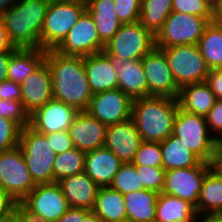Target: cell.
I'll use <instances>...</instances> for the list:
<instances>
[{
  "instance_id": "cell-7",
  "label": "cell",
  "mask_w": 222,
  "mask_h": 222,
  "mask_svg": "<svg viewBox=\"0 0 222 222\" xmlns=\"http://www.w3.org/2000/svg\"><path fill=\"white\" fill-rule=\"evenodd\" d=\"M172 135L182 142L203 162L212 164L213 135L205 117L183 111L180 107L174 119Z\"/></svg>"
},
{
  "instance_id": "cell-1",
  "label": "cell",
  "mask_w": 222,
  "mask_h": 222,
  "mask_svg": "<svg viewBox=\"0 0 222 222\" xmlns=\"http://www.w3.org/2000/svg\"><path fill=\"white\" fill-rule=\"evenodd\" d=\"M51 77L53 99L86 111L93 96L83 57L61 54L54 49L46 50V58Z\"/></svg>"
},
{
  "instance_id": "cell-22",
  "label": "cell",
  "mask_w": 222,
  "mask_h": 222,
  "mask_svg": "<svg viewBox=\"0 0 222 222\" xmlns=\"http://www.w3.org/2000/svg\"><path fill=\"white\" fill-rule=\"evenodd\" d=\"M58 184L70 207L92 211L99 186L85 172L63 178Z\"/></svg>"
},
{
  "instance_id": "cell-55",
  "label": "cell",
  "mask_w": 222,
  "mask_h": 222,
  "mask_svg": "<svg viewBox=\"0 0 222 222\" xmlns=\"http://www.w3.org/2000/svg\"><path fill=\"white\" fill-rule=\"evenodd\" d=\"M212 167L222 176V156H213Z\"/></svg>"
},
{
  "instance_id": "cell-20",
  "label": "cell",
  "mask_w": 222,
  "mask_h": 222,
  "mask_svg": "<svg viewBox=\"0 0 222 222\" xmlns=\"http://www.w3.org/2000/svg\"><path fill=\"white\" fill-rule=\"evenodd\" d=\"M107 127L86 111H80L68 132L74 147L86 153L104 146Z\"/></svg>"
},
{
  "instance_id": "cell-49",
  "label": "cell",
  "mask_w": 222,
  "mask_h": 222,
  "mask_svg": "<svg viewBox=\"0 0 222 222\" xmlns=\"http://www.w3.org/2000/svg\"><path fill=\"white\" fill-rule=\"evenodd\" d=\"M56 222H80V208L70 207Z\"/></svg>"
},
{
  "instance_id": "cell-25",
  "label": "cell",
  "mask_w": 222,
  "mask_h": 222,
  "mask_svg": "<svg viewBox=\"0 0 222 222\" xmlns=\"http://www.w3.org/2000/svg\"><path fill=\"white\" fill-rule=\"evenodd\" d=\"M46 50L40 48H17L8 64V80L17 84L23 81L45 61Z\"/></svg>"
},
{
  "instance_id": "cell-48",
  "label": "cell",
  "mask_w": 222,
  "mask_h": 222,
  "mask_svg": "<svg viewBox=\"0 0 222 222\" xmlns=\"http://www.w3.org/2000/svg\"><path fill=\"white\" fill-rule=\"evenodd\" d=\"M16 49H11L8 52L0 53V82L8 79V64L11 58L12 53Z\"/></svg>"
},
{
  "instance_id": "cell-58",
  "label": "cell",
  "mask_w": 222,
  "mask_h": 222,
  "mask_svg": "<svg viewBox=\"0 0 222 222\" xmlns=\"http://www.w3.org/2000/svg\"><path fill=\"white\" fill-rule=\"evenodd\" d=\"M20 222H36V221L29 219L20 211Z\"/></svg>"
},
{
  "instance_id": "cell-36",
  "label": "cell",
  "mask_w": 222,
  "mask_h": 222,
  "mask_svg": "<svg viewBox=\"0 0 222 222\" xmlns=\"http://www.w3.org/2000/svg\"><path fill=\"white\" fill-rule=\"evenodd\" d=\"M131 163L135 166L162 167L160 143L142 141Z\"/></svg>"
},
{
  "instance_id": "cell-16",
  "label": "cell",
  "mask_w": 222,
  "mask_h": 222,
  "mask_svg": "<svg viewBox=\"0 0 222 222\" xmlns=\"http://www.w3.org/2000/svg\"><path fill=\"white\" fill-rule=\"evenodd\" d=\"M78 113L75 107L51 99L30 115L29 126L44 135L67 131Z\"/></svg>"
},
{
  "instance_id": "cell-9",
  "label": "cell",
  "mask_w": 222,
  "mask_h": 222,
  "mask_svg": "<svg viewBox=\"0 0 222 222\" xmlns=\"http://www.w3.org/2000/svg\"><path fill=\"white\" fill-rule=\"evenodd\" d=\"M210 22L203 17L171 12L155 35L157 48L198 44L205 27Z\"/></svg>"
},
{
  "instance_id": "cell-18",
  "label": "cell",
  "mask_w": 222,
  "mask_h": 222,
  "mask_svg": "<svg viewBox=\"0 0 222 222\" xmlns=\"http://www.w3.org/2000/svg\"><path fill=\"white\" fill-rule=\"evenodd\" d=\"M141 142V136L130 118L107 127L104 146L123 163H131Z\"/></svg>"
},
{
  "instance_id": "cell-46",
  "label": "cell",
  "mask_w": 222,
  "mask_h": 222,
  "mask_svg": "<svg viewBox=\"0 0 222 222\" xmlns=\"http://www.w3.org/2000/svg\"><path fill=\"white\" fill-rule=\"evenodd\" d=\"M205 83L215 94L217 100H222V68L210 69Z\"/></svg>"
},
{
  "instance_id": "cell-31",
  "label": "cell",
  "mask_w": 222,
  "mask_h": 222,
  "mask_svg": "<svg viewBox=\"0 0 222 222\" xmlns=\"http://www.w3.org/2000/svg\"><path fill=\"white\" fill-rule=\"evenodd\" d=\"M196 211L222 214V176L212 167L205 175Z\"/></svg>"
},
{
  "instance_id": "cell-23",
  "label": "cell",
  "mask_w": 222,
  "mask_h": 222,
  "mask_svg": "<svg viewBox=\"0 0 222 222\" xmlns=\"http://www.w3.org/2000/svg\"><path fill=\"white\" fill-rule=\"evenodd\" d=\"M83 64L93 95L118 88L117 73L102 52L84 56Z\"/></svg>"
},
{
  "instance_id": "cell-13",
  "label": "cell",
  "mask_w": 222,
  "mask_h": 222,
  "mask_svg": "<svg viewBox=\"0 0 222 222\" xmlns=\"http://www.w3.org/2000/svg\"><path fill=\"white\" fill-rule=\"evenodd\" d=\"M92 16L85 10L55 51L72 56H89L104 50Z\"/></svg>"
},
{
  "instance_id": "cell-38",
  "label": "cell",
  "mask_w": 222,
  "mask_h": 222,
  "mask_svg": "<svg viewBox=\"0 0 222 222\" xmlns=\"http://www.w3.org/2000/svg\"><path fill=\"white\" fill-rule=\"evenodd\" d=\"M0 116L17 123L21 128L30 125V115L21 101L0 99Z\"/></svg>"
},
{
  "instance_id": "cell-10",
  "label": "cell",
  "mask_w": 222,
  "mask_h": 222,
  "mask_svg": "<svg viewBox=\"0 0 222 222\" xmlns=\"http://www.w3.org/2000/svg\"><path fill=\"white\" fill-rule=\"evenodd\" d=\"M85 10V3H50L40 35V49H55Z\"/></svg>"
},
{
  "instance_id": "cell-11",
  "label": "cell",
  "mask_w": 222,
  "mask_h": 222,
  "mask_svg": "<svg viewBox=\"0 0 222 222\" xmlns=\"http://www.w3.org/2000/svg\"><path fill=\"white\" fill-rule=\"evenodd\" d=\"M0 186L18 204L36 186L18 146L0 152Z\"/></svg>"
},
{
  "instance_id": "cell-40",
  "label": "cell",
  "mask_w": 222,
  "mask_h": 222,
  "mask_svg": "<svg viewBox=\"0 0 222 222\" xmlns=\"http://www.w3.org/2000/svg\"><path fill=\"white\" fill-rule=\"evenodd\" d=\"M21 129L17 123L0 116V152L18 146Z\"/></svg>"
},
{
  "instance_id": "cell-33",
  "label": "cell",
  "mask_w": 222,
  "mask_h": 222,
  "mask_svg": "<svg viewBox=\"0 0 222 222\" xmlns=\"http://www.w3.org/2000/svg\"><path fill=\"white\" fill-rule=\"evenodd\" d=\"M172 12V0H141L139 22L154 35Z\"/></svg>"
},
{
  "instance_id": "cell-37",
  "label": "cell",
  "mask_w": 222,
  "mask_h": 222,
  "mask_svg": "<svg viewBox=\"0 0 222 222\" xmlns=\"http://www.w3.org/2000/svg\"><path fill=\"white\" fill-rule=\"evenodd\" d=\"M172 12L192 14L213 22L212 7L204 0H172Z\"/></svg>"
},
{
  "instance_id": "cell-57",
  "label": "cell",
  "mask_w": 222,
  "mask_h": 222,
  "mask_svg": "<svg viewBox=\"0 0 222 222\" xmlns=\"http://www.w3.org/2000/svg\"><path fill=\"white\" fill-rule=\"evenodd\" d=\"M7 222H20V211L18 210Z\"/></svg>"
},
{
  "instance_id": "cell-32",
  "label": "cell",
  "mask_w": 222,
  "mask_h": 222,
  "mask_svg": "<svg viewBox=\"0 0 222 222\" xmlns=\"http://www.w3.org/2000/svg\"><path fill=\"white\" fill-rule=\"evenodd\" d=\"M197 45L210 69L222 68V24L210 22Z\"/></svg>"
},
{
  "instance_id": "cell-5",
  "label": "cell",
  "mask_w": 222,
  "mask_h": 222,
  "mask_svg": "<svg viewBox=\"0 0 222 222\" xmlns=\"http://www.w3.org/2000/svg\"><path fill=\"white\" fill-rule=\"evenodd\" d=\"M69 208L58 182L36 185L18 204V210L36 222H56Z\"/></svg>"
},
{
  "instance_id": "cell-27",
  "label": "cell",
  "mask_w": 222,
  "mask_h": 222,
  "mask_svg": "<svg viewBox=\"0 0 222 222\" xmlns=\"http://www.w3.org/2000/svg\"><path fill=\"white\" fill-rule=\"evenodd\" d=\"M177 99L183 111L201 116H205L217 100L205 82L182 87Z\"/></svg>"
},
{
  "instance_id": "cell-29",
  "label": "cell",
  "mask_w": 222,
  "mask_h": 222,
  "mask_svg": "<svg viewBox=\"0 0 222 222\" xmlns=\"http://www.w3.org/2000/svg\"><path fill=\"white\" fill-rule=\"evenodd\" d=\"M197 215L196 207L190 202L162 192L159 194L155 221L193 222Z\"/></svg>"
},
{
  "instance_id": "cell-26",
  "label": "cell",
  "mask_w": 222,
  "mask_h": 222,
  "mask_svg": "<svg viewBox=\"0 0 222 222\" xmlns=\"http://www.w3.org/2000/svg\"><path fill=\"white\" fill-rule=\"evenodd\" d=\"M160 193L142 189L124 194L127 222H152Z\"/></svg>"
},
{
  "instance_id": "cell-3",
  "label": "cell",
  "mask_w": 222,
  "mask_h": 222,
  "mask_svg": "<svg viewBox=\"0 0 222 222\" xmlns=\"http://www.w3.org/2000/svg\"><path fill=\"white\" fill-rule=\"evenodd\" d=\"M47 0H18L1 19L16 48H40V35L49 6Z\"/></svg>"
},
{
  "instance_id": "cell-43",
  "label": "cell",
  "mask_w": 222,
  "mask_h": 222,
  "mask_svg": "<svg viewBox=\"0 0 222 222\" xmlns=\"http://www.w3.org/2000/svg\"><path fill=\"white\" fill-rule=\"evenodd\" d=\"M18 211V203L0 186V222H7Z\"/></svg>"
},
{
  "instance_id": "cell-14",
  "label": "cell",
  "mask_w": 222,
  "mask_h": 222,
  "mask_svg": "<svg viewBox=\"0 0 222 222\" xmlns=\"http://www.w3.org/2000/svg\"><path fill=\"white\" fill-rule=\"evenodd\" d=\"M142 65L148 84V97L178 98L180 89L161 49L155 47L149 52L142 59Z\"/></svg>"
},
{
  "instance_id": "cell-45",
  "label": "cell",
  "mask_w": 222,
  "mask_h": 222,
  "mask_svg": "<svg viewBox=\"0 0 222 222\" xmlns=\"http://www.w3.org/2000/svg\"><path fill=\"white\" fill-rule=\"evenodd\" d=\"M21 85L11 80L0 82V99L21 101Z\"/></svg>"
},
{
  "instance_id": "cell-54",
  "label": "cell",
  "mask_w": 222,
  "mask_h": 222,
  "mask_svg": "<svg viewBox=\"0 0 222 222\" xmlns=\"http://www.w3.org/2000/svg\"><path fill=\"white\" fill-rule=\"evenodd\" d=\"M18 0H0V18L4 15V13L14 6Z\"/></svg>"
},
{
  "instance_id": "cell-42",
  "label": "cell",
  "mask_w": 222,
  "mask_h": 222,
  "mask_svg": "<svg viewBox=\"0 0 222 222\" xmlns=\"http://www.w3.org/2000/svg\"><path fill=\"white\" fill-rule=\"evenodd\" d=\"M47 139L50 142L52 150L56 153L65 152L71 148H74L72 139L67 131L54 132L47 134Z\"/></svg>"
},
{
  "instance_id": "cell-8",
  "label": "cell",
  "mask_w": 222,
  "mask_h": 222,
  "mask_svg": "<svg viewBox=\"0 0 222 222\" xmlns=\"http://www.w3.org/2000/svg\"><path fill=\"white\" fill-rule=\"evenodd\" d=\"M155 47V35L137 21L122 24L104 50L120 60H141Z\"/></svg>"
},
{
  "instance_id": "cell-28",
  "label": "cell",
  "mask_w": 222,
  "mask_h": 222,
  "mask_svg": "<svg viewBox=\"0 0 222 222\" xmlns=\"http://www.w3.org/2000/svg\"><path fill=\"white\" fill-rule=\"evenodd\" d=\"M92 211L103 222H127L124 196L110 186L99 187Z\"/></svg>"
},
{
  "instance_id": "cell-47",
  "label": "cell",
  "mask_w": 222,
  "mask_h": 222,
  "mask_svg": "<svg viewBox=\"0 0 222 222\" xmlns=\"http://www.w3.org/2000/svg\"><path fill=\"white\" fill-rule=\"evenodd\" d=\"M11 49H17L12 45V43L9 40L5 23L4 21L0 18V53L1 52H8Z\"/></svg>"
},
{
  "instance_id": "cell-59",
  "label": "cell",
  "mask_w": 222,
  "mask_h": 222,
  "mask_svg": "<svg viewBox=\"0 0 222 222\" xmlns=\"http://www.w3.org/2000/svg\"><path fill=\"white\" fill-rule=\"evenodd\" d=\"M207 4H209L211 7H213L217 0H204Z\"/></svg>"
},
{
  "instance_id": "cell-50",
  "label": "cell",
  "mask_w": 222,
  "mask_h": 222,
  "mask_svg": "<svg viewBox=\"0 0 222 222\" xmlns=\"http://www.w3.org/2000/svg\"><path fill=\"white\" fill-rule=\"evenodd\" d=\"M80 222H103L93 211L80 208Z\"/></svg>"
},
{
  "instance_id": "cell-6",
  "label": "cell",
  "mask_w": 222,
  "mask_h": 222,
  "mask_svg": "<svg viewBox=\"0 0 222 222\" xmlns=\"http://www.w3.org/2000/svg\"><path fill=\"white\" fill-rule=\"evenodd\" d=\"M167 58L169 68L179 89L205 82L210 68L197 44L159 48Z\"/></svg>"
},
{
  "instance_id": "cell-56",
  "label": "cell",
  "mask_w": 222,
  "mask_h": 222,
  "mask_svg": "<svg viewBox=\"0 0 222 222\" xmlns=\"http://www.w3.org/2000/svg\"><path fill=\"white\" fill-rule=\"evenodd\" d=\"M49 3H85L84 0H47Z\"/></svg>"
},
{
  "instance_id": "cell-44",
  "label": "cell",
  "mask_w": 222,
  "mask_h": 222,
  "mask_svg": "<svg viewBox=\"0 0 222 222\" xmlns=\"http://www.w3.org/2000/svg\"><path fill=\"white\" fill-rule=\"evenodd\" d=\"M210 133L214 136L222 130V100H216L214 106L204 116Z\"/></svg>"
},
{
  "instance_id": "cell-15",
  "label": "cell",
  "mask_w": 222,
  "mask_h": 222,
  "mask_svg": "<svg viewBox=\"0 0 222 222\" xmlns=\"http://www.w3.org/2000/svg\"><path fill=\"white\" fill-rule=\"evenodd\" d=\"M133 100L119 88L94 94L86 112L104 125H112L131 118Z\"/></svg>"
},
{
  "instance_id": "cell-41",
  "label": "cell",
  "mask_w": 222,
  "mask_h": 222,
  "mask_svg": "<svg viewBox=\"0 0 222 222\" xmlns=\"http://www.w3.org/2000/svg\"><path fill=\"white\" fill-rule=\"evenodd\" d=\"M116 14L122 24L139 21L141 13V0H113Z\"/></svg>"
},
{
  "instance_id": "cell-35",
  "label": "cell",
  "mask_w": 222,
  "mask_h": 222,
  "mask_svg": "<svg viewBox=\"0 0 222 222\" xmlns=\"http://www.w3.org/2000/svg\"><path fill=\"white\" fill-rule=\"evenodd\" d=\"M110 187L118 190L122 195L142 190L143 184L141 182L140 172H137L134 164L123 163L113 178Z\"/></svg>"
},
{
  "instance_id": "cell-30",
  "label": "cell",
  "mask_w": 222,
  "mask_h": 222,
  "mask_svg": "<svg viewBox=\"0 0 222 222\" xmlns=\"http://www.w3.org/2000/svg\"><path fill=\"white\" fill-rule=\"evenodd\" d=\"M162 167L165 171L176 168L197 166L201 160L182 142V139L170 135L160 142Z\"/></svg>"
},
{
  "instance_id": "cell-39",
  "label": "cell",
  "mask_w": 222,
  "mask_h": 222,
  "mask_svg": "<svg viewBox=\"0 0 222 222\" xmlns=\"http://www.w3.org/2000/svg\"><path fill=\"white\" fill-rule=\"evenodd\" d=\"M137 172H140L143 189L152 190L158 193L162 192L164 185L165 169L163 167L153 166H135Z\"/></svg>"
},
{
  "instance_id": "cell-17",
  "label": "cell",
  "mask_w": 222,
  "mask_h": 222,
  "mask_svg": "<svg viewBox=\"0 0 222 222\" xmlns=\"http://www.w3.org/2000/svg\"><path fill=\"white\" fill-rule=\"evenodd\" d=\"M21 93V102L29 115L53 99L52 77L46 61L23 81Z\"/></svg>"
},
{
  "instance_id": "cell-51",
  "label": "cell",
  "mask_w": 222,
  "mask_h": 222,
  "mask_svg": "<svg viewBox=\"0 0 222 222\" xmlns=\"http://www.w3.org/2000/svg\"><path fill=\"white\" fill-rule=\"evenodd\" d=\"M193 222H222V214H198Z\"/></svg>"
},
{
  "instance_id": "cell-4",
  "label": "cell",
  "mask_w": 222,
  "mask_h": 222,
  "mask_svg": "<svg viewBox=\"0 0 222 222\" xmlns=\"http://www.w3.org/2000/svg\"><path fill=\"white\" fill-rule=\"evenodd\" d=\"M18 147L35 185L54 183L56 153L52 150L47 135L26 126L21 129Z\"/></svg>"
},
{
  "instance_id": "cell-53",
  "label": "cell",
  "mask_w": 222,
  "mask_h": 222,
  "mask_svg": "<svg viewBox=\"0 0 222 222\" xmlns=\"http://www.w3.org/2000/svg\"><path fill=\"white\" fill-rule=\"evenodd\" d=\"M213 22L222 24V0H217L212 7Z\"/></svg>"
},
{
  "instance_id": "cell-19",
  "label": "cell",
  "mask_w": 222,
  "mask_h": 222,
  "mask_svg": "<svg viewBox=\"0 0 222 222\" xmlns=\"http://www.w3.org/2000/svg\"><path fill=\"white\" fill-rule=\"evenodd\" d=\"M102 53L109 59L118 77V88L132 100L148 97V84L141 60H120L109 55L105 50Z\"/></svg>"
},
{
  "instance_id": "cell-34",
  "label": "cell",
  "mask_w": 222,
  "mask_h": 222,
  "mask_svg": "<svg viewBox=\"0 0 222 222\" xmlns=\"http://www.w3.org/2000/svg\"><path fill=\"white\" fill-rule=\"evenodd\" d=\"M85 155V152L75 147L56 154L53 165L54 182L84 172Z\"/></svg>"
},
{
  "instance_id": "cell-24",
  "label": "cell",
  "mask_w": 222,
  "mask_h": 222,
  "mask_svg": "<svg viewBox=\"0 0 222 222\" xmlns=\"http://www.w3.org/2000/svg\"><path fill=\"white\" fill-rule=\"evenodd\" d=\"M86 10L94 20L100 40L106 45L122 25L116 14L115 2L90 0L86 3Z\"/></svg>"
},
{
  "instance_id": "cell-2",
  "label": "cell",
  "mask_w": 222,
  "mask_h": 222,
  "mask_svg": "<svg viewBox=\"0 0 222 222\" xmlns=\"http://www.w3.org/2000/svg\"><path fill=\"white\" fill-rule=\"evenodd\" d=\"M178 109L179 102L175 98L150 96L134 99L131 118L141 140L160 143L170 136Z\"/></svg>"
},
{
  "instance_id": "cell-21",
  "label": "cell",
  "mask_w": 222,
  "mask_h": 222,
  "mask_svg": "<svg viewBox=\"0 0 222 222\" xmlns=\"http://www.w3.org/2000/svg\"><path fill=\"white\" fill-rule=\"evenodd\" d=\"M123 162L105 146L88 151L84 172L99 186H110Z\"/></svg>"
},
{
  "instance_id": "cell-52",
  "label": "cell",
  "mask_w": 222,
  "mask_h": 222,
  "mask_svg": "<svg viewBox=\"0 0 222 222\" xmlns=\"http://www.w3.org/2000/svg\"><path fill=\"white\" fill-rule=\"evenodd\" d=\"M213 156H222V130L213 136Z\"/></svg>"
},
{
  "instance_id": "cell-12",
  "label": "cell",
  "mask_w": 222,
  "mask_h": 222,
  "mask_svg": "<svg viewBox=\"0 0 222 222\" xmlns=\"http://www.w3.org/2000/svg\"><path fill=\"white\" fill-rule=\"evenodd\" d=\"M211 168L212 164L201 161L195 167L165 171L162 193L183 199L197 207L204 177Z\"/></svg>"
}]
</instances>
